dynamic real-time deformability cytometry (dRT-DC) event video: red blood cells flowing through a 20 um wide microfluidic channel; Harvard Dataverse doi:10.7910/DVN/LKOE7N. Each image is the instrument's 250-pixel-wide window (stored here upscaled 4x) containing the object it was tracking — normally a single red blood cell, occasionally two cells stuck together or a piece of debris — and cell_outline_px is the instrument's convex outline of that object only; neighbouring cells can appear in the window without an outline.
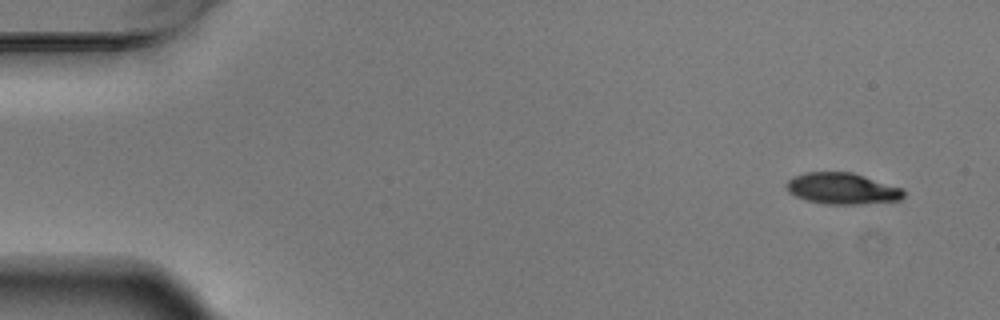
{"species": "Egyptian fruit bat (a non-hibernating species)", "species_latin": "Rousettus aegyptiacus", "temperature_condition": "warm", "stored_images_in_passage": 6, "camera_frame_rate_fps": 3000, "um_per_image_px": 0.085, "animal": {"sex": "male"}, "frame": {"image": 1, "passage_image": 1, "time_ms": 0.0, "image_size_px": [1000, 320], "cell_outline_px": [[904, 196], [900, 200], [860, 204], [824, 204], [808, 200], [796, 196], [788, 192], [784, 184], [792, 176], [804, 172], [852, 172], [904, 188]], "centroid_in_image_um": [71.57, 16.02], "position_along_channel_um": 13.4, "area_um2": 21.56}}
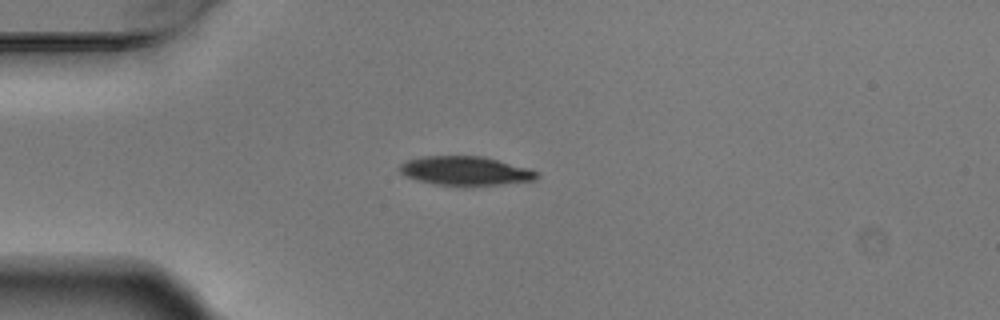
{"frame": {"image": 2, "passage_image": 4, "time_ms": 1.0, "image_size_px": [1000, 320], "cell_outline_px": [[540, 176], [536, 180], [496, 184], [436, 184], [420, 180], [408, 176], [400, 172], [400, 164], [408, 160], [424, 156], [484, 156], [528, 168], [540, 172]], "centroid_in_image_um": [39.62, 14.49], "position_along_channel_um": 45.4, "area_um2": 22.54}}
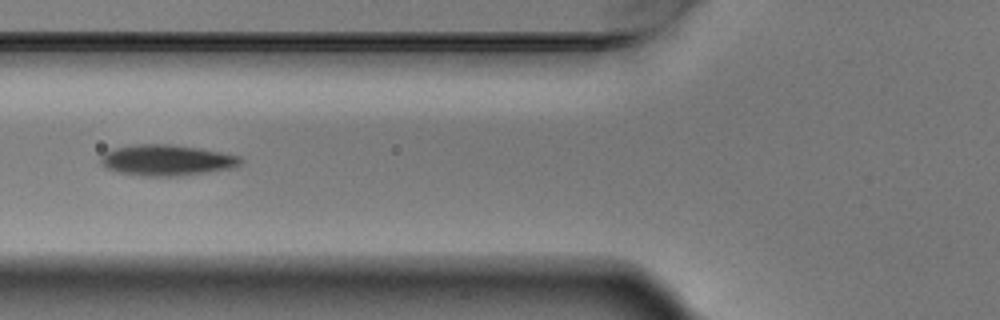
{"frame": {"image": 3, "passage_image": 6, "time_ms": 1.667, "image_size_px": [1000, 320], "cell_outline_px": [[244, 160], [240, 164], [228, 168], [208, 172], [176, 176], [144, 176], [120, 172], [108, 168], [100, 160], [108, 152], [116, 148], [136, 144], [168, 144], [196, 148], [220, 152], [240, 156]], "centroid_in_image_um": [14.21, 13.62], "position_along_channel_um": 111.6, "area_um2": 24.51}}